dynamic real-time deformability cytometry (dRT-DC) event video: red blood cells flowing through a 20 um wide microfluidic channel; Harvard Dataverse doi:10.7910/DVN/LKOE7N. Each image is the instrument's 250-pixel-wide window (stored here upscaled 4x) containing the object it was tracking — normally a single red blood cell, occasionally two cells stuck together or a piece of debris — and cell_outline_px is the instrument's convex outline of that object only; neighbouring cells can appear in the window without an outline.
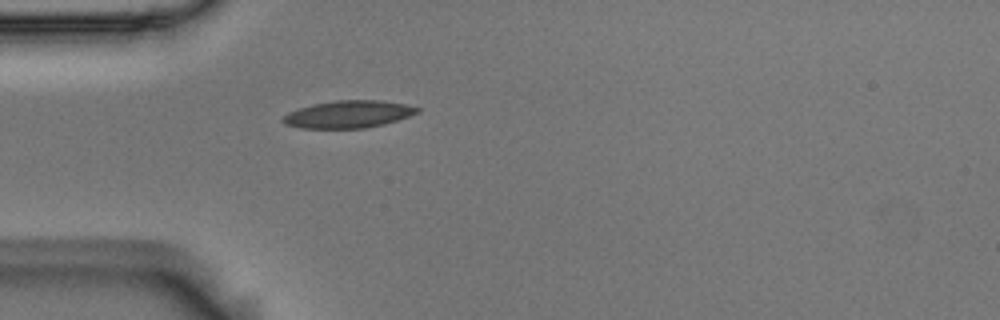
{"species": "Egyptian fruit bat (a non-hibernating species)", "species_latin": "Rousettus aegyptiacus", "temperature_condition": "room temperature", "stored_images_in_passage": 36, "camera_frame_rate_fps": 3000, "um_per_image_px": 0.085, "animal": {"sex": "male"}, "frame": {"image": 1, "passage_image": 1, "time_ms": 0.0, "image_size_px": [1000, 320], "cell_outline_px": [[420, 112], [384, 124], [364, 128], [300, 128], [284, 124], [280, 120], [288, 112], [312, 104], [336, 100], [380, 100], [404, 104], [420, 108]], "centroid_in_image_um": [29.58, 9.71], "position_along_channel_um": 55.4, "area_um2": 21.33}}
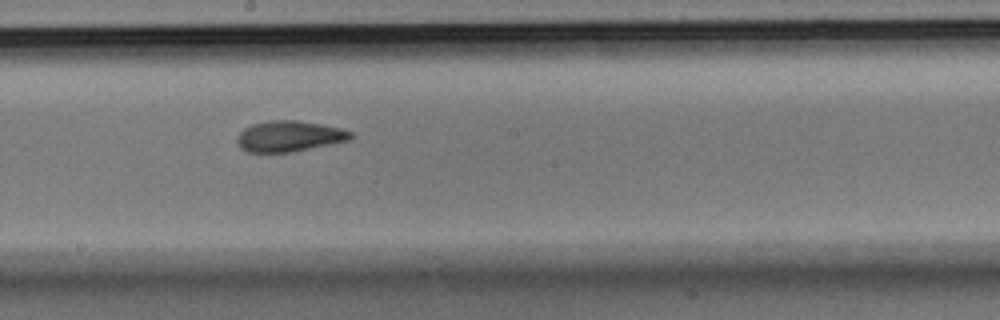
{"frame": {"image": 2, "passage_image": 15, "time_ms": 4.667, "image_size_px": [1000, 320], "cell_outline_px": [[352, 140], [292, 152], [248, 152], [240, 148], [236, 140], [236, 136], [244, 128], [252, 124], [272, 120], [296, 120], [320, 124], [340, 128], [352, 132]], "centroid_in_image_um": [24.58, 11.58], "position_along_channel_um": 223.6, "area_um2": 20.46}}
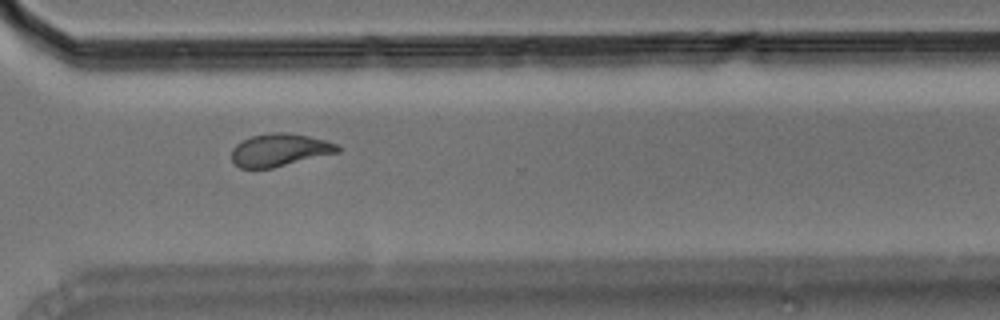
{"frame": {"image": 3, "passage_image": 25, "time_ms": 8.0, "image_size_px": [1000, 320], "cell_outline_px": [[340, 152], [272, 168], [240, 168], [232, 160], [232, 148], [236, 144], [252, 136], [272, 132], [288, 132], [328, 140], [336, 144], [340, 148]], "centroid_in_image_um": [23.79, 12.74], "position_along_channel_um": 346.8, "area_um2": 20.17}, "authors_computed_cell_mechanics": {"area_um2": 20.4901, "velocity_mm_per_s": 3.7044, "shape_relaxation_time_tau1_ms": null, "shape_relaxation_time_tau2_ms": 2.4217, "deformation_change_tau1": null, "deformation_change_tau2": 0.0751}}